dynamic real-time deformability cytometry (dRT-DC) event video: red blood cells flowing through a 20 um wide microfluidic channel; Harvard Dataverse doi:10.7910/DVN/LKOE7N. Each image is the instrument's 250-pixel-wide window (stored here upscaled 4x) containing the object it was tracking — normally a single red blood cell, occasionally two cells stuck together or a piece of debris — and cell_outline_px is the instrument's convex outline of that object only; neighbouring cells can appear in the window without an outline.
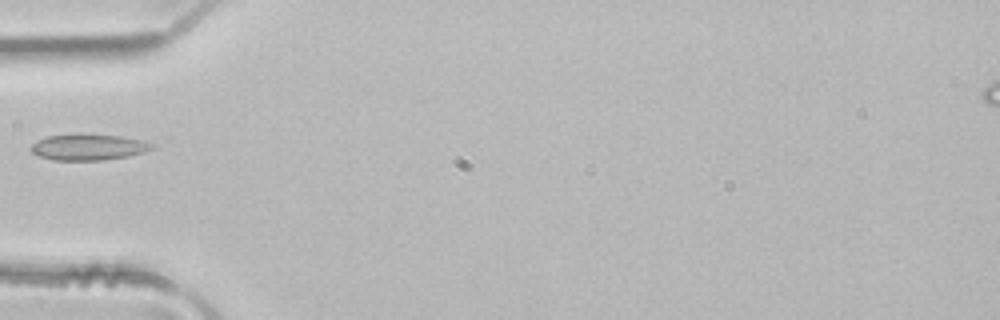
{"species": "common noctule bat (a hibernating species)", "species_latin": "Nyctalus noctula", "temperature_condition": "room temperature", "stored_images_in_passage": 3, "camera_frame_rate_fps": 3000, "um_per_image_px": 0.085, "animal": {"sex": "male", "body_mass_g": 21.5, "forearm_length_mm": 52.0}, "frame": {"image": 1, "passage_image": 3, "time_ms": 0.667, "image_size_px": [1000, 320], "cell_outline_px": [[156, 148], [144, 152], [128, 156], [104, 160], [52, 160], [40, 156], [32, 152], [28, 148], [32, 144], [48, 136], [76, 132], [120, 136], [144, 140], [152, 144]], "centroid_in_image_um": [7.52, 12.48], "position_along_channel_um": 77.5, "area_um2": 18.79}}